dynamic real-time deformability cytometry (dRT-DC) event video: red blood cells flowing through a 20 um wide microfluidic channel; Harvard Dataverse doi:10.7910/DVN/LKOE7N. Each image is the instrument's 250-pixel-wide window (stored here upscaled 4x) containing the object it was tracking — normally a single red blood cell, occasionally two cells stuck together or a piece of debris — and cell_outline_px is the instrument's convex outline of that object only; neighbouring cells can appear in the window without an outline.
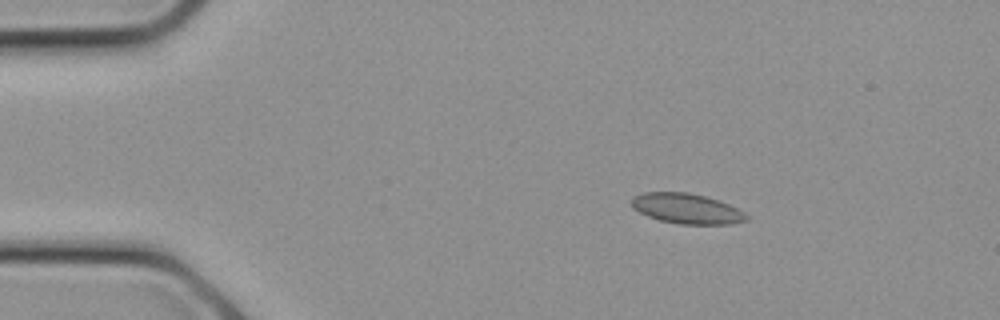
{"species": "common noctule bat (a hibernating species)", "species_latin": "Nyctalus noctula", "temperature_condition": "cold", "stored_images_in_passage": 10, "camera_frame_rate_fps": 3000, "um_per_image_px": 0.085, "animal": {"sex": "female", "body_mass_g": 21.9}, "frame": {"image": 1, "passage_image": 5, "time_ms": 1.333, "image_size_px": [1000, 320], "cell_outline_px": [[748, 220], [732, 224], [680, 224], [660, 220], [648, 216], [632, 208], [632, 196], [644, 192], [688, 192], [720, 200], [744, 212], [748, 216]], "centroid_in_image_um": [58.37, 17.73], "position_along_channel_um": 26.6, "area_um2": 20.23}}
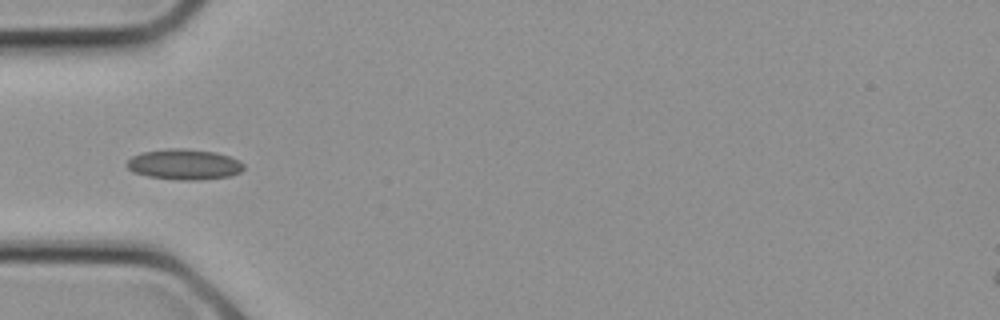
{"frame": {"image": 2, "passage_image": 9, "time_ms": 2.667, "image_size_px": [1000, 320], "cell_outline_px": [[244, 168], [240, 172], [232, 176], [200, 180], [176, 180], [148, 176], [132, 172], [124, 164], [132, 156], [140, 152], [168, 148], [188, 148], [216, 152], [228, 156], [244, 164]], "centroid_in_image_um": [15.62, 13.97], "position_along_channel_um": 69.4, "area_um2": 21.1}}